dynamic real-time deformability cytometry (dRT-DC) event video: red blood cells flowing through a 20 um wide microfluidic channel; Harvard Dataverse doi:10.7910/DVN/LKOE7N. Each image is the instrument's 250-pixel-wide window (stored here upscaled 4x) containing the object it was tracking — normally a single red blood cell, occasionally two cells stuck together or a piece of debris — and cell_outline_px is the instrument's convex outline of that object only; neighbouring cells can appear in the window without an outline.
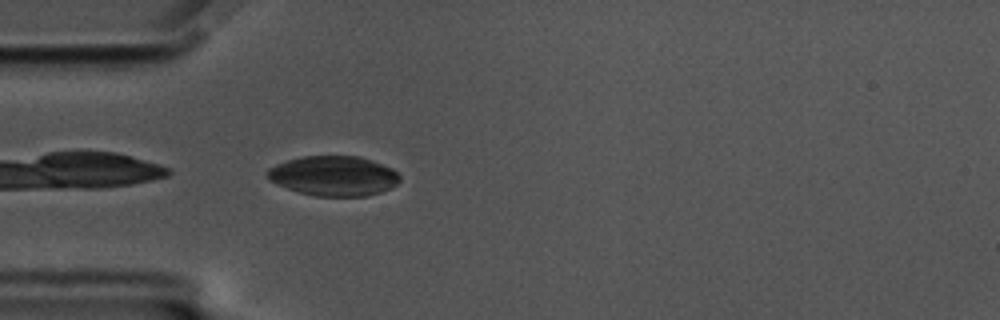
{"species": "common noctule bat (a hibernating species)", "species_latin": "Nyctalus noctula", "temperature_condition": "cold", "stored_images_in_passage": 42, "camera_frame_rate_fps": 3000, "um_per_image_px": 0.085, "animal": {"sex": "male", "body_mass_g": 17.5, "forearm_length_mm": 52.3}, "frame": {"image": 1, "passage_image": 1, "time_ms": 0.0, "image_size_px": [1000, 320], "cell_outline_px": [[400, 180], [392, 188], [380, 192], [364, 196], [316, 196], [300, 192], [276, 184], [268, 180], [268, 168], [276, 164], [288, 160], [304, 156], [360, 156], [372, 160], [392, 168], [400, 176]], "centroid_in_image_um": [28.38, 14.95], "position_along_channel_um": 56.6, "area_um2": 30.69}}
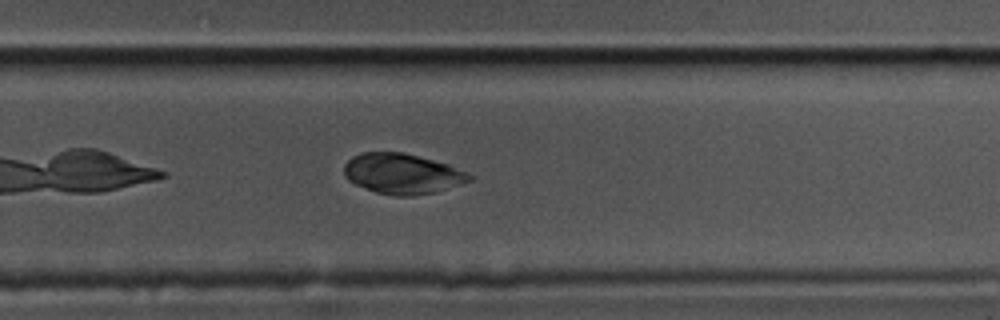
{"frame": {"image": 2, "passage_image": 22, "time_ms": 7.0, "image_size_px": [1000, 320], "cell_outline_px": [[476, 176], [472, 180], [436, 192], [412, 196], [396, 196], [376, 192], [356, 184], [348, 180], [344, 176], [344, 164], [352, 156], [364, 152], [404, 152], [448, 164]], "centroid_in_image_um": [34.21, 14.76], "position_along_channel_um": 295.6, "area_um2": 29.54}}
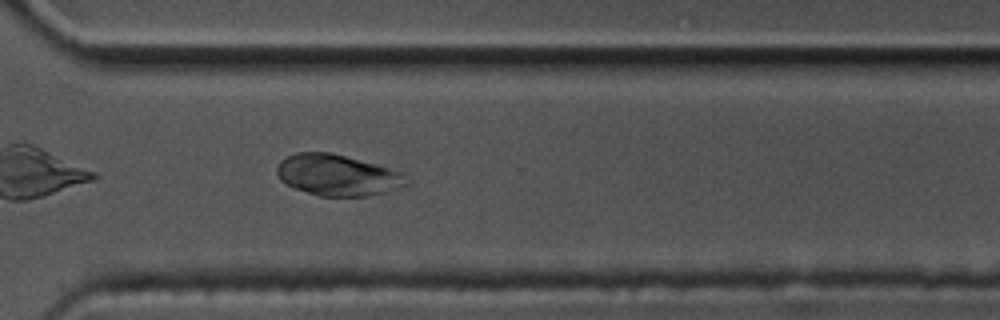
{"frame": {"image": 3, "passage_image": 26, "time_ms": 8.333, "image_size_px": [1000, 320], "cell_outline_px": [[408, 184], [388, 192], [368, 196], [320, 196], [284, 184], [280, 180], [276, 172], [276, 168], [280, 160], [296, 152], [332, 152], [376, 164], [404, 172]], "centroid_in_image_um": [28.69, 14.88], "position_along_channel_um": 341.9, "area_um2": 31.27}}